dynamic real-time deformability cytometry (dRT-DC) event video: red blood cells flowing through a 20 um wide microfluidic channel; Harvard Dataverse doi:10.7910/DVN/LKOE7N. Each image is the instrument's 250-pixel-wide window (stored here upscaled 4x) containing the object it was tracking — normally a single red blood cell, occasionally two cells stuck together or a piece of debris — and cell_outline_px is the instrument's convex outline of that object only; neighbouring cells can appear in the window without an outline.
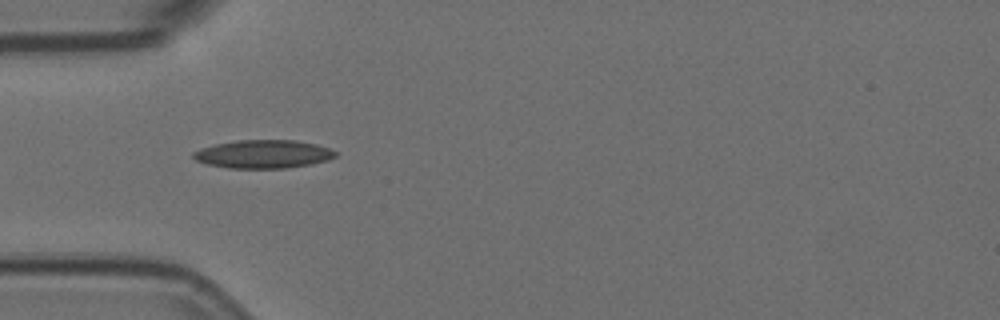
{"species": "Egyptian fruit bat (a non-hibernating species)", "species_latin": "Rousettus aegyptiacus", "temperature_condition": "room temperature", "stored_images_in_passage": 2, "camera_frame_rate_fps": 3000, "um_per_image_px": 0.085, "animal": {"sex": "female"}, "frame": {"image": 1, "passage_image": 1, "time_ms": 0.0, "image_size_px": [1000, 320], "cell_outline_px": [[336, 156], [328, 160], [312, 164], [284, 168], [228, 168], [208, 164], [196, 160], [192, 156], [192, 152], [200, 148], [216, 144], [236, 140], [296, 140], [316, 144], [328, 148], [336, 152]], "centroid_in_image_um": [22.37, 13.09], "position_along_channel_um": 62.6, "area_um2": 23.41}}
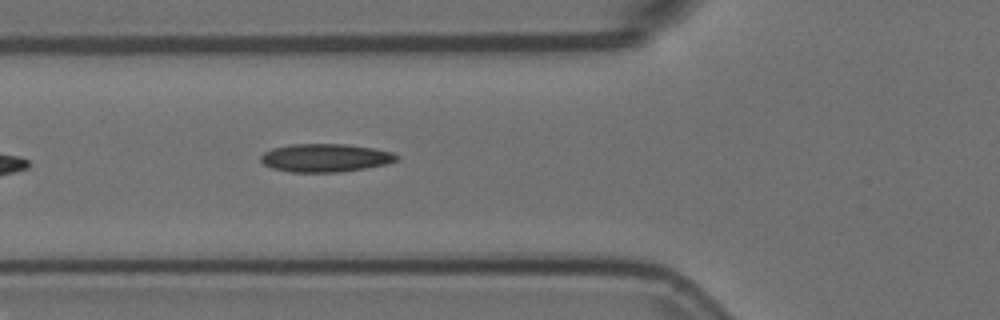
{"frame": {"image": 2, "passage_image": 2, "time_ms": 0.333, "image_size_px": [1000, 320], "cell_outline_px": [[400, 156], [396, 160], [388, 164], [340, 172], [288, 172], [272, 168], [264, 164], [260, 160], [260, 156], [264, 152], [272, 148], [292, 144], [348, 144], [372, 148], [392, 152]], "centroid_in_image_um": [27.64, 13.41], "position_along_channel_um": 98.2, "area_um2": 22.37}}